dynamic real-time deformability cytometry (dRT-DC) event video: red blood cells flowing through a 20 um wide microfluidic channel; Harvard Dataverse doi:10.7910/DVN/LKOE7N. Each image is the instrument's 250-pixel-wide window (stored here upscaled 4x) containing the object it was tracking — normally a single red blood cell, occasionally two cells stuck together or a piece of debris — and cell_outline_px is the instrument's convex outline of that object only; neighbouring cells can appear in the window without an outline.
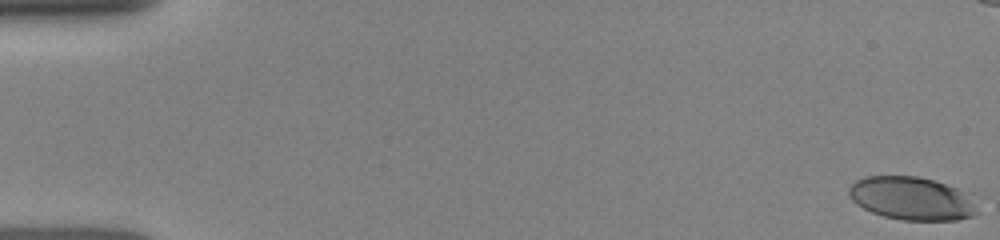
{"species": "human", "species_latin": "Homo sapiens", "temperature_condition": "room temperature", "stored_images_in_passage": 12, "segment_of_instrument_passage": [1, 2], "camera_frame_rate_fps": 3000, "um_per_image_px": 0.085, "donor": {"sex": "female"}, "frame": {"image": 1, "passage_image": 1, "time_ms": 0.0, "image_size_px": [1000, 240], "cell_outline_px": [[984, 196], [976, 216], [956, 220], [900, 220], [884, 216], [872, 212], [856, 204], [848, 196], [848, 188], [856, 180], [864, 176], [916, 176], [932, 180]], "centroid_in_image_um": [77.67, 16.87], "position_along_channel_um": 7.3, "area_um2": 33.52}}
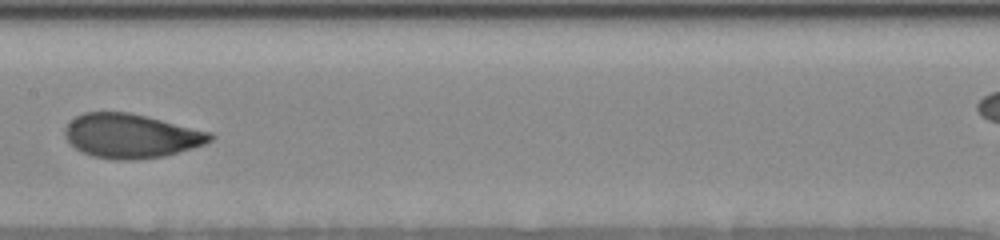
{"frame": {"image": 2, "passage_image": 9, "time_ms": 8.333, "image_size_px": [1000, 240], "cell_outline_px": [[216, 136], [212, 140], [204, 144], [192, 148], [164, 156], [132, 160], [112, 160], [92, 156], [76, 148], [64, 136], [64, 128], [76, 116], [84, 112], [128, 112], [148, 116], [212, 132]], "centroid_in_image_um": [11.16, 11.55], "position_along_channel_um": 196.2, "area_um2": 37.51}}
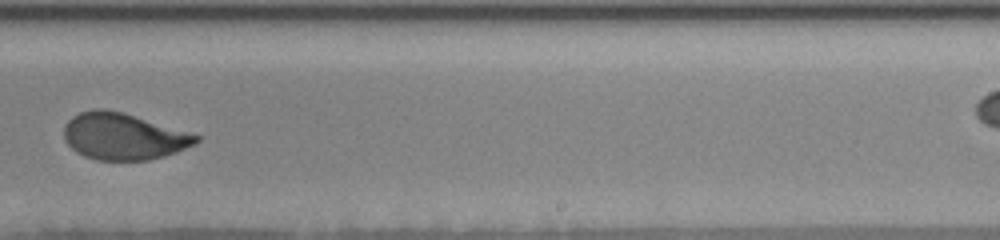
{"frame": {"image": 3, "passage_image": 11, "time_ms": 10.333, "image_size_px": [1000, 240], "cell_outline_px": [[200, 140], [196, 144], [176, 152], [164, 156], [148, 160], [96, 160], [84, 156], [76, 152], [64, 140], [64, 124], [72, 116], [80, 112], [92, 108], [104, 108], [120, 112], [200, 136]], "centroid_in_image_um": [10.44, 11.6], "position_along_channel_um": 278.6, "area_um2": 35.66}}